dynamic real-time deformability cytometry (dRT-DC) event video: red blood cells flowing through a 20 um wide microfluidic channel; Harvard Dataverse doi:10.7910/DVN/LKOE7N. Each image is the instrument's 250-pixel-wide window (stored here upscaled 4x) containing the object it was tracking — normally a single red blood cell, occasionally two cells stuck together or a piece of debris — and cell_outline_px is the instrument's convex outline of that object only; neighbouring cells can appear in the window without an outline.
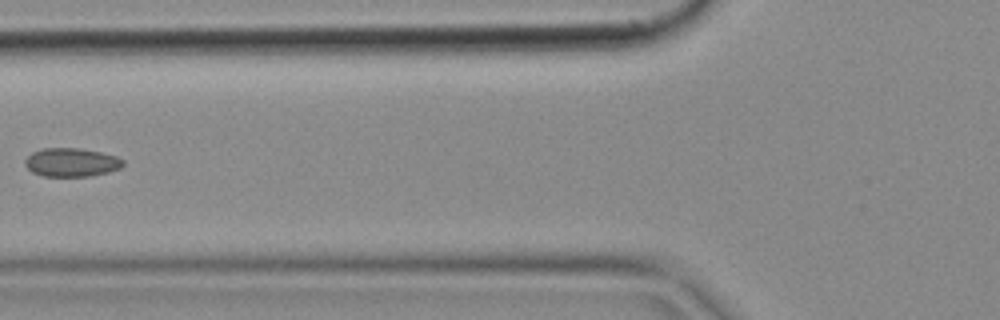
{"species": "common noctule bat (a hibernating species)", "species_latin": "Nyctalus noctula", "temperature_condition": "cold", "stored_images_in_passage": 6, "camera_frame_rate_fps": 3000, "um_per_image_px": 0.085, "animal": {"sex": "female", "body_mass_g": 18.4}, "frame": {"image": 1, "passage_image": 5, "time_ms": 1.333, "image_size_px": [1000, 320], "cell_outline_px": [[124, 164], [120, 168], [108, 172], [92, 176], [44, 176], [32, 172], [24, 164], [24, 160], [32, 152], [44, 148], [80, 148], [100, 152], [116, 156], [124, 160]], "centroid_in_image_um": [6.07, 13.8], "position_along_channel_um": 119.7, "area_um2": 16.36}}
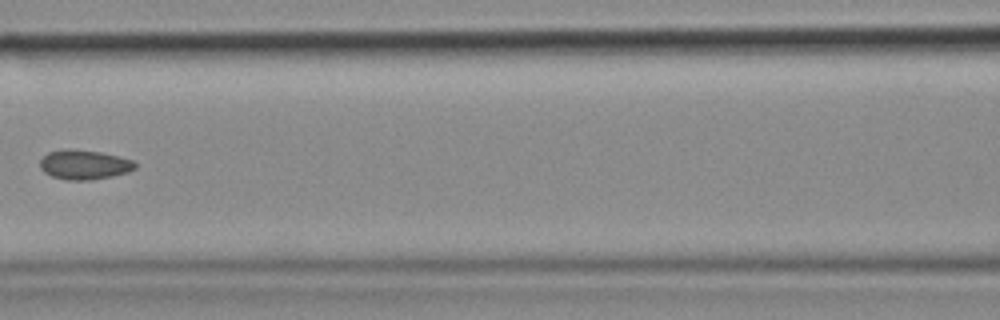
{"frame": {"image": 2, "passage_image": 6, "time_ms": 1.667, "image_size_px": [1000, 320], "cell_outline_px": [[136, 168], [128, 172], [112, 176], [88, 180], [68, 180], [52, 176], [44, 172], [40, 168], [40, 160], [48, 152], [64, 148], [72, 148], [100, 152], [132, 160], [136, 164]], "centroid_in_image_um": [7.13, 13.98], "position_along_channel_um": 159.5, "area_um2": 16.36}}